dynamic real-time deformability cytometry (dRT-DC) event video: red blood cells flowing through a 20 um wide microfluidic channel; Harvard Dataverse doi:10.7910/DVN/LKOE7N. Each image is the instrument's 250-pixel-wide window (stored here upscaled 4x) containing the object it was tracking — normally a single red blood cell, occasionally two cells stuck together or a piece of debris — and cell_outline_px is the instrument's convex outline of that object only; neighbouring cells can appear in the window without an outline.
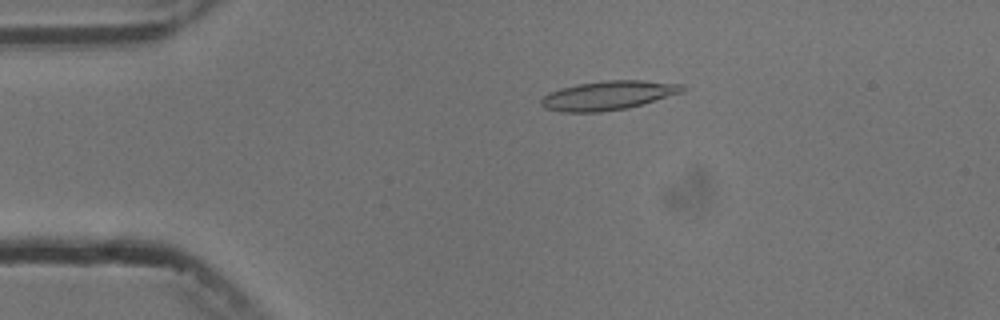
{"species": "common noctule bat (a hibernating species)", "species_latin": "Nyctalus noctula", "temperature_condition": "cold", "stored_images_in_passage": 6, "camera_frame_rate_fps": 3000, "um_per_image_px": 0.085, "animal": {"sex": "male", "body_mass_g": 13.3}, "frame": {"image": 1, "passage_image": 4, "time_ms": 3.333, "image_size_px": [1000, 320], "cell_outline_px": [[688, 88], [684, 92], [628, 108], [600, 112], [560, 112], [544, 108], [540, 104], [540, 100], [548, 92], [560, 88], [580, 84], [608, 80], [644, 80], [684, 84]], "centroid_in_image_um": [51.72, 8.11], "position_along_channel_um": 33.3, "area_um2": 24.1}}